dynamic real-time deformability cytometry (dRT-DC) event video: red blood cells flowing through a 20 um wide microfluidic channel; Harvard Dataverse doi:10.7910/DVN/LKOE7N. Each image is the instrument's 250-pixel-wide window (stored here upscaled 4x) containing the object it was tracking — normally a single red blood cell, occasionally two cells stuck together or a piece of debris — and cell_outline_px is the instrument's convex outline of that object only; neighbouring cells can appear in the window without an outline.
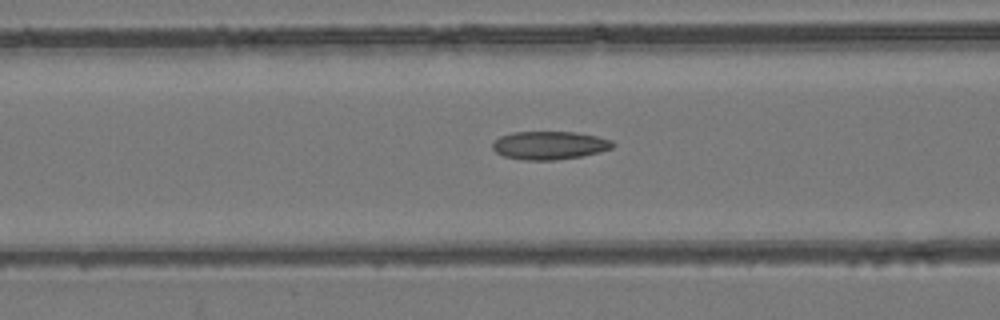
{"species": "common noctule bat (a hibernating species)", "species_latin": "Nyctalus noctula", "temperature_condition": "room temperature", "stored_images_in_passage": 51, "camera_frame_rate_fps": 3000, "um_per_image_px": 0.085, "animal": {"sex": "female", "body_mass_g": 24.6, "forearm_length_mm": 56.2}, "frame": {"image": 1, "passage_image": 23, "time_ms": 7.333, "image_size_px": [1000, 320], "cell_outline_px": [[616, 144], [612, 148], [600, 152], [580, 156], [556, 160], [524, 160], [504, 156], [496, 152], [492, 148], [492, 144], [500, 136], [512, 132], [576, 132], [596, 136], [612, 140]], "centroid_in_image_um": [46.72, 12.35], "position_along_channel_um": 119.9, "area_um2": 19.77}}
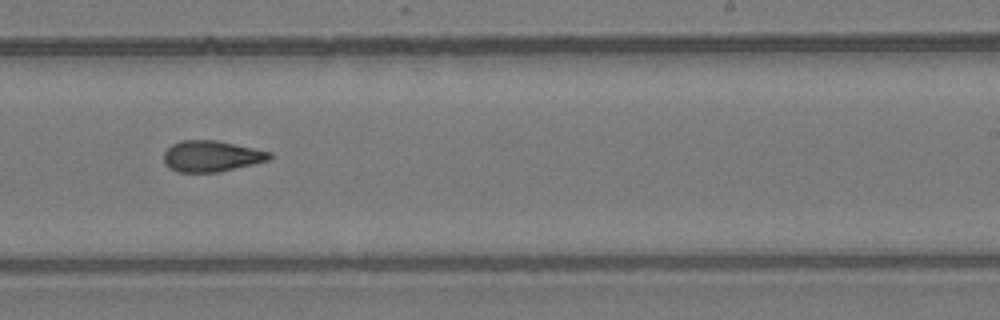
{"frame": {"image": 2, "passage_image": 35, "time_ms": 11.333, "image_size_px": [1000, 320], "cell_outline_px": [[272, 160], [220, 172], [176, 172], [168, 168], [164, 164], [164, 152], [172, 144], [180, 140], [216, 140], [272, 152]], "centroid_in_image_um": [17.98, 13.28], "position_along_channel_um": 271.0, "area_um2": 19.42}}
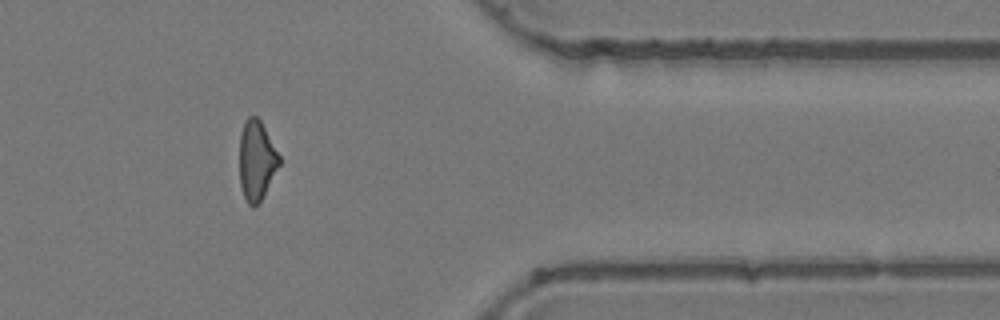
{"frame": {"image": 3, "passage_image": 46, "time_ms": 15.0, "image_size_px": [1000, 320], "cell_outline_px": [[280, 164], [260, 200], [252, 208], [248, 204], [244, 196], [240, 184], [240, 136], [244, 120], [248, 116], [256, 116], [260, 120], [280, 156]], "centroid_in_image_um": [21.79, 13.6], "position_along_channel_um": 389.6, "area_um2": 18.15}}